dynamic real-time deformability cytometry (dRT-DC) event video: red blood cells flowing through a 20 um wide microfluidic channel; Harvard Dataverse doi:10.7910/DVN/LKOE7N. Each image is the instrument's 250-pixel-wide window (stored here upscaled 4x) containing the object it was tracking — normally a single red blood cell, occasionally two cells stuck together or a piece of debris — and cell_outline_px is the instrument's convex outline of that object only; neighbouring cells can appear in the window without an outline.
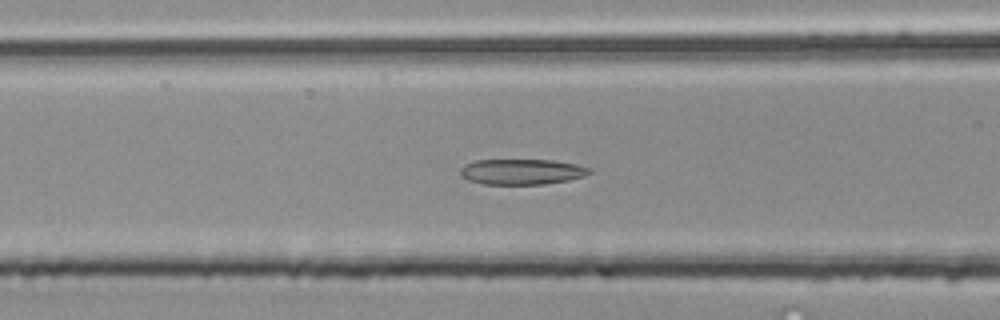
{"species": "common noctule bat (a hibernating species)", "species_latin": "Nyctalus noctula", "temperature_condition": "room temperature", "stored_images_in_passage": 50, "camera_frame_rate_fps": 3000, "um_per_image_px": 0.085, "animal": {"sex": "male", "body_mass_g": 20.4}, "frame": {"image": 1, "passage_image": 20, "time_ms": 6.333, "image_size_px": [1000, 320], "cell_outline_px": [[592, 172], [584, 176], [568, 180], [544, 184], [484, 184], [468, 180], [460, 176], [460, 168], [476, 160], [552, 160], [576, 164], [592, 168]], "centroid_in_image_um": [44.37, 14.6], "position_along_channel_um": 122.2, "area_um2": 19.19}}
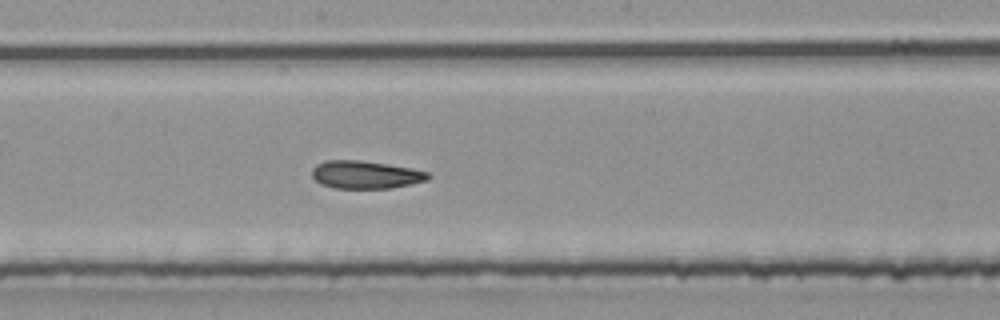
{"frame": {"image": 2, "passage_image": 27, "time_ms": 8.667, "image_size_px": [1000, 320], "cell_outline_px": [[432, 176], [428, 180], [412, 184], [392, 188], [332, 188], [320, 184], [312, 176], [312, 168], [316, 164], [324, 160], [360, 160], [388, 164], [412, 168], [428, 172]], "centroid_in_image_um": [31.07, 14.85], "position_along_channel_um": 217.1, "area_um2": 19.07}}
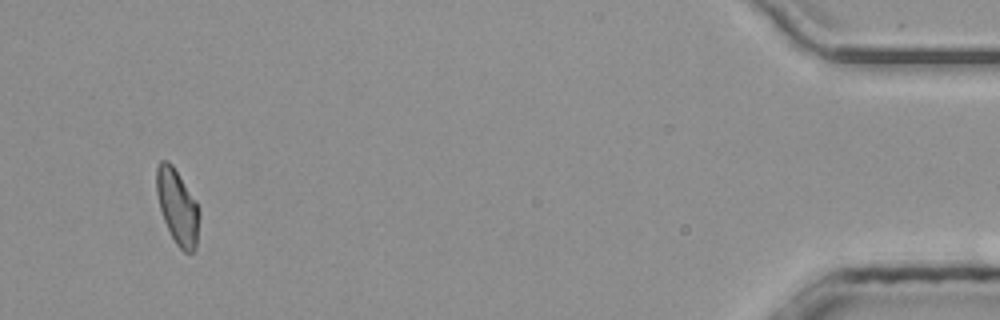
{"frame": {"image": 3, "passage_image": 48, "time_ms": 15.667, "image_size_px": [1000, 320], "cell_outline_px": [[200, 216], [196, 248], [192, 252], [184, 252], [176, 244], [164, 220], [160, 208], [156, 192], [156, 168], [160, 160], [168, 160], [172, 164], [196, 200], [200, 208]], "centroid_in_image_um": [15.1, 17.56], "position_along_channel_um": 420.1, "area_um2": 18.79}, "authors_computed_cell_mechanics": {"area_um2": 19.1896, "velocity_mm_per_s": 4.0651, "shape_relaxation_time_tau1_ms": null, "shape_relaxation_time_tau2_ms": 3.5354, "deformation_change_tau1": null, "deformation_change_tau2": 0.1105}}